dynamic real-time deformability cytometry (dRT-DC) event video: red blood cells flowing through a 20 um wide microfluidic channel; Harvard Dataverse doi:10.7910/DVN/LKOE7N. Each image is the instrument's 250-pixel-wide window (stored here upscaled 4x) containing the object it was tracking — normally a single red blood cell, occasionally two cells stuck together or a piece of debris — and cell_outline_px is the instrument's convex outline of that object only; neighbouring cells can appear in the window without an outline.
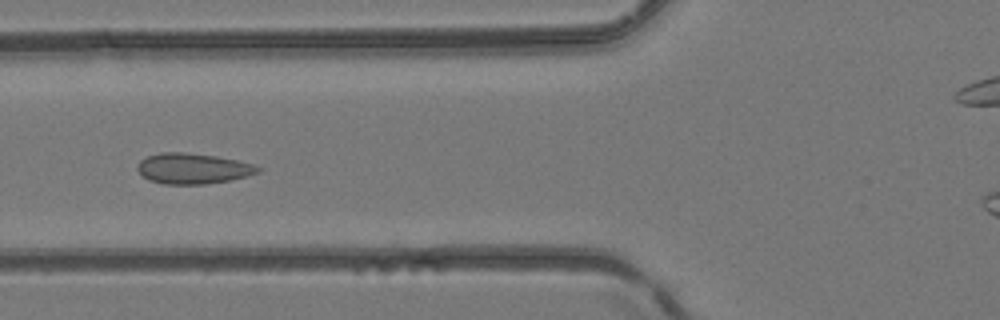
{"species": "common noctule bat (a hibernating species)", "species_latin": "Nyctalus noctula", "temperature_condition": "room temperature", "stored_images_in_passage": 5, "camera_frame_rate_fps": 3000, "um_per_image_px": 0.085, "animal": {"sex": "female", "body_mass_g": 24.6, "forearm_length_mm": 56.2}, "frame": {"image": 1, "passage_image": 5, "time_ms": 1.333, "image_size_px": [1000, 320], "cell_outline_px": [[264, 168], [260, 172], [248, 176], [228, 180], [204, 184], [164, 184], [148, 180], [136, 168], [140, 160], [148, 156], [160, 152], [184, 152], [216, 156], [236, 160], [252, 164]], "centroid_in_image_um": [16.41, 14.32], "position_along_channel_um": 109.4, "area_um2": 21.44}}